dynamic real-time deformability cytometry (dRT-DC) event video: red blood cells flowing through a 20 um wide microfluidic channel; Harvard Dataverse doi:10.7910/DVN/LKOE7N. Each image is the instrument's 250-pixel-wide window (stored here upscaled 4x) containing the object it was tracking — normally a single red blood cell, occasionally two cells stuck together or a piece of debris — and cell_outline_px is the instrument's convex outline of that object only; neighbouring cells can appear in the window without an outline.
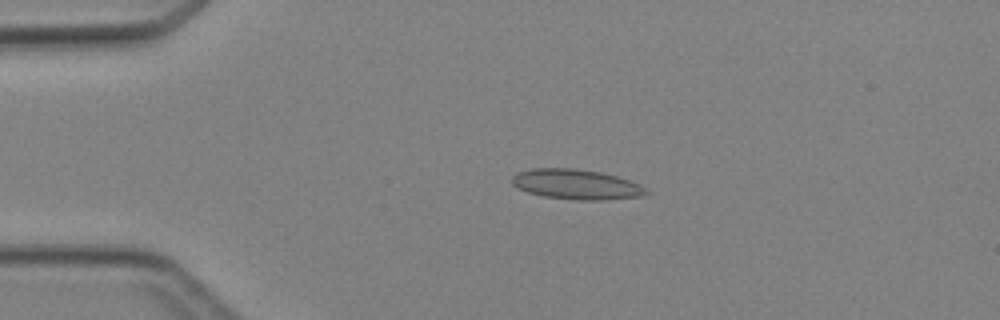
{"species": "Egyptian fruit bat (a non-hibernating species)", "species_latin": "Rousettus aegyptiacus", "temperature_condition": "cold", "stored_images_in_passage": 4, "camera_frame_rate_fps": 3000, "um_per_image_px": 0.085, "animal": {"sex": "female"}, "frame": {"image": 1, "passage_image": 3, "time_ms": 2.333, "image_size_px": [1000, 320], "cell_outline_px": [[652, 192], [640, 196], [604, 200], [580, 200], [544, 196], [528, 192], [516, 188], [512, 184], [512, 176], [520, 172], [532, 168], [572, 168], [600, 172], [616, 176], [640, 184]], "centroid_in_image_um": [48.99, 15.67], "position_along_channel_um": 36.0, "area_um2": 23.41}}